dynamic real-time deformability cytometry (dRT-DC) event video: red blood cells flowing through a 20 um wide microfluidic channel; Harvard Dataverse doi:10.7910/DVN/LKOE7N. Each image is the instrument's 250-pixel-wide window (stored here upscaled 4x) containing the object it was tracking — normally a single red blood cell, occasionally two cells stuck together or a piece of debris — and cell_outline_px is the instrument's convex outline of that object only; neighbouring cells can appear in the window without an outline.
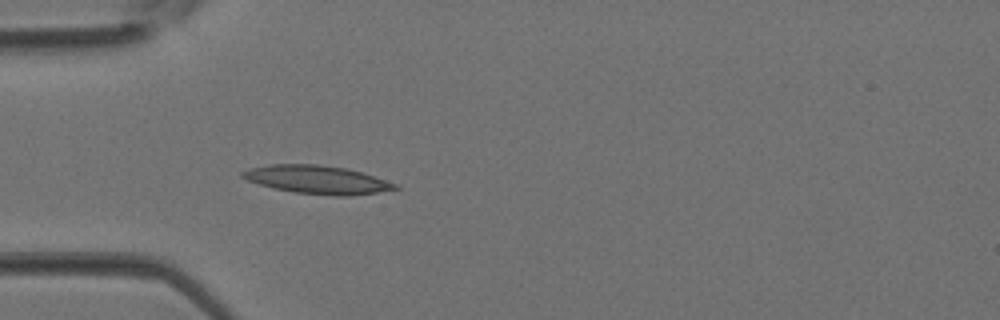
{"species": "Egyptian fruit bat (a non-hibernating species)", "species_latin": "Rousettus aegyptiacus", "temperature_condition": "room temperature", "stored_images_in_passage": 4, "camera_frame_rate_fps": 3000, "um_per_image_px": 0.085, "animal": {"sex": "female"}, "frame": {"image": 1, "passage_image": 4, "time_ms": 1.0, "image_size_px": [1000, 320], "cell_outline_px": [[400, 188], [352, 196], [336, 196], [296, 192], [272, 188], [248, 180], [240, 176], [240, 172], [252, 168], [272, 164], [316, 164], [344, 168], [360, 172], [400, 184]], "centroid_in_image_um": [26.98, 15.27], "position_along_channel_um": 58.0, "area_um2": 24.91}}